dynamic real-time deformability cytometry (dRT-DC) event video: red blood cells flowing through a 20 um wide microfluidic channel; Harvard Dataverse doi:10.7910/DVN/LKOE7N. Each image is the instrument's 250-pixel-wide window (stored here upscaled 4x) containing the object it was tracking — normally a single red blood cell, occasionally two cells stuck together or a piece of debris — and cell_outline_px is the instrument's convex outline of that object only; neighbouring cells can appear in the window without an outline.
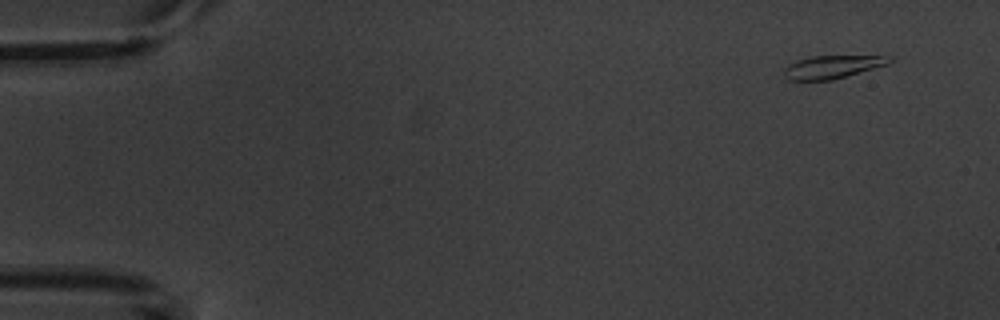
{"species": "common noctule bat (a hibernating species)", "species_latin": "Nyctalus noctula", "temperature_condition": "warm", "stored_images_in_passage": 5, "camera_frame_rate_fps": 3000, "um_per_image_px": 0.085, "animal": {"sex": "male", "body_mass_g": 20.1, "forearm_length_mm": 53.5}, "frame": {"image": 1, "passage_image": 1, "time_ms": 0.0, "image_size_px": [1000, 320], "cell_outline_px": [[892, 60], [888, 64], [832, 80], [788, 80], [784, 76], [784, 68], [788, 64], [796, 60], [812, 56], [892, 56]], "centroid_in_image_um": [70.71, 5.68], "position_along_channel_um": 14.3, "area_um2": 14.05}}
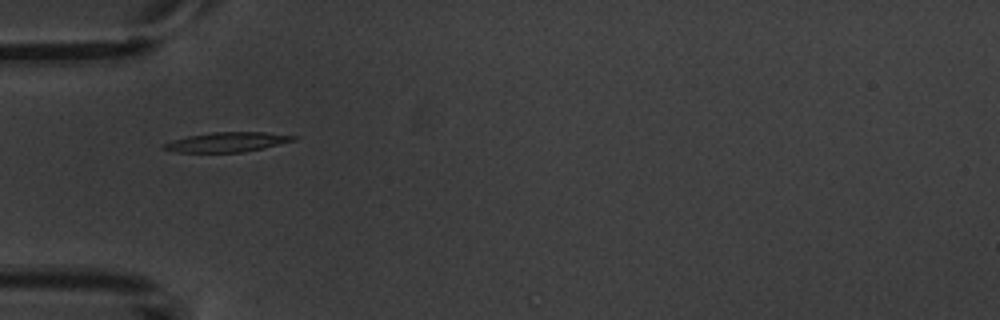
{"frame": {"image": 2, "passage_image": 5, "time_ms": 4.667, "image_size_px": [1000, 320], "cell_outline_px": [[300, 136], [296, 140], [264, 148], [240, 152], [176, 152], [160, 148], [160, 144], [172, 140], [188, 136], [212, 132], [264, 132]], "centroid_in_image_um": [19.29, 12.07], "position_along_channel_um": 65.7, "area_um2": 14.97}}